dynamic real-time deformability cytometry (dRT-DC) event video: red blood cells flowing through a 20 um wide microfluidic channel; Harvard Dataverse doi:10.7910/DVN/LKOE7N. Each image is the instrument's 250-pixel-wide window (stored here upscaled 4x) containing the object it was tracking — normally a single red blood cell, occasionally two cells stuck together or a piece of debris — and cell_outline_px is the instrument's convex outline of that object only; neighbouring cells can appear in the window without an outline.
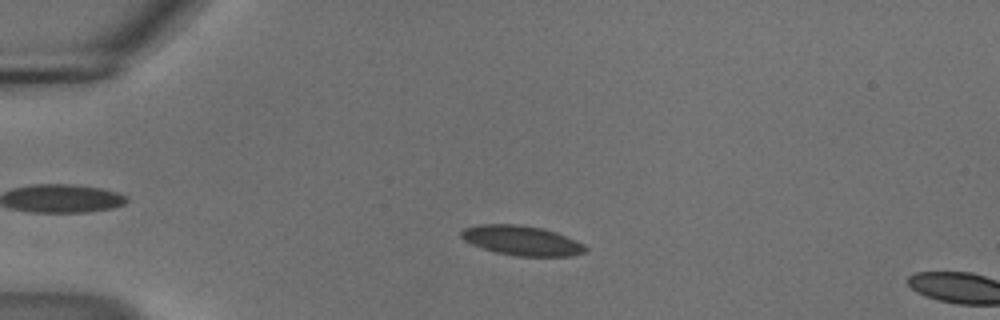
{"species": "common noctule bat (a hibernating species)", "species_latin": "Nyctalus noctula", "temperature_condition": "cold", "stored_images_in_passage": 14, "camera_frame_rate_fps": 3000, "um_per_image_px": 0.085, "animal": {"sex": "male", "body_mass_g": 18.8}, "frame": {"image": 1, "passage_image": 12, "time_ms": 3.667, "image_size_px": [1000, 320], "cell_outline_px": [[588, 248], [584, 252], [572, 256], [516, 256], [496, 252], [472, 244], [464, 240], [460, 236], [460, 232], [464, 228], [480, 224], [516, 224], [540, 228], [556, 232], [576, 240], [584, 244]], "centroid_in_image_um": [44.35, 20.44], "position_along_channel_um": 40.6, "area_um2": 21.39}}